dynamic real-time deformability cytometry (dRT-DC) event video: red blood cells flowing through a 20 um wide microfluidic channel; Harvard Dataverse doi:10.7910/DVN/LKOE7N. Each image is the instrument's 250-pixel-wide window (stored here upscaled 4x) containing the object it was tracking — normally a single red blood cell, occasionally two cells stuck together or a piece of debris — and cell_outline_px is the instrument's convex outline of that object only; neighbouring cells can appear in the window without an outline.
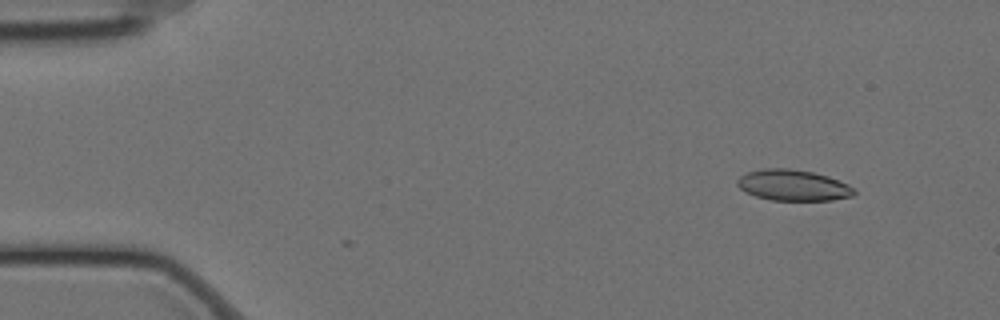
{"species": "Egyptian fruit bat (a non-hibernating species)", "species_latin": "Rousettus aegyptiacus", "temperature_condition": "cold", "stored_images_in_passage": 11, "camera_frame_rate_fps": 3000, "um_per_image_px": 0.085, "animal": {"sex": "female"}, "frame": {"image": 1, "passage_image": 1, "time_ms": 0.0, "image_size_px": [1000, 320], "cell_outline_px": [[856, 192], [852, 196], [832, 200], [772, 200], [756, 196], [744, 192], [736, 184], [736, 180], [740, 176], [748, 172], [760, 168], [788, 168], [812, 172], [828, 176], [848, 184]], "centroid_in_image_um": [67.38, 15.74], "position_along_channel_um": 17.6, "area_um2": 21.1}}